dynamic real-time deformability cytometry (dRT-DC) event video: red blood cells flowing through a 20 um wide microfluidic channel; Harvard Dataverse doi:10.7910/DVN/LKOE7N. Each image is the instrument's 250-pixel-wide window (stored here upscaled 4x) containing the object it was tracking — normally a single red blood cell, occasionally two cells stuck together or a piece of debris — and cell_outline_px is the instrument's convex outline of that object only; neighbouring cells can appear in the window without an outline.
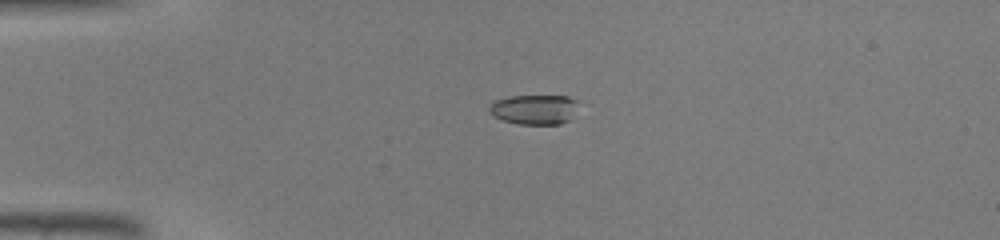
{"species": "common noctule bat (a hibernating species)", "species_latin": "Nyctalus noctula", "temperature_condition": "warm", "stored_images_in_passage": 35, "camera_frame_rate_fps": 3000, "um_per_image_px": 0.085, "animal": {"sex": "male", "body_mass_g": 19.0, "forearm_length_mm": 50.8}, "frame": {"image": 1, "passage_image": 1, "time_ms": 0.0, "image_size_px": [1000, 240], "cell_outline_px": [[576, 100], [568, 120], [560, 124], [516, 124], [500, 120], [492, 116], [488, 112], [488, 108], [496, 100], [508, 96], [568, 96]], "centroid_in_image_um": [45.3, 9.31], "position_along_channel_um": 39.7, "area_um2": 15.26}}
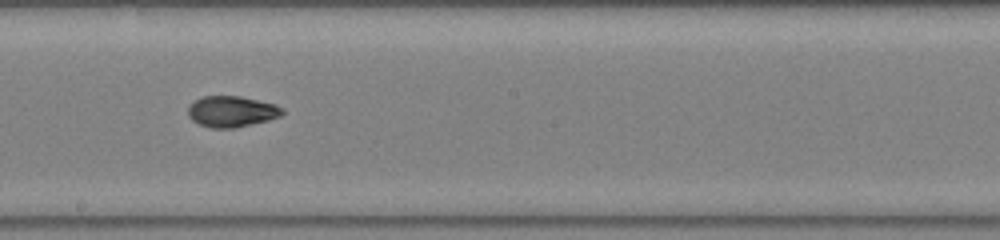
{"frame": {"image": 2, "passage_image": 16, "time_ms": 5.0, "image_size_px": [1000, 240], "cell_outline_px": [[284, 112], [280, 116], [268, 120], [232, 128], [212, 128], [200, 124], [192, 120], [188, 116], [188, 108], [196, 100], [204, 96], [240, 96], [276, 104], [284, 108]], "centroid_in_image_um": [19.71, 9.47], "position_along_channel_um": 228.5, "area_um2": 16.88}}
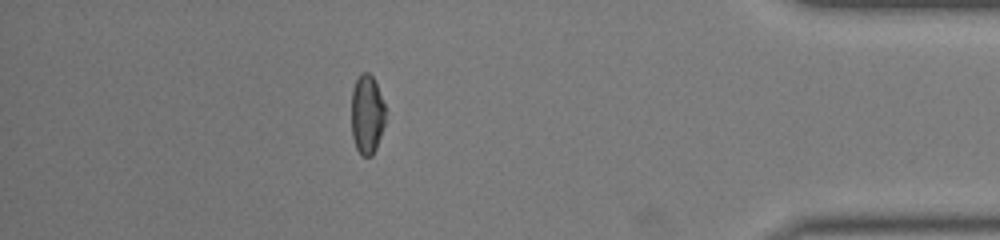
{"frame": {"image": 3, "passage_image": 30, "time_ms": 9.667, "image_size_px": [1000, 240], "cell_outline_px": [[384, 124], [376, 148], [372, 156], [360, 156], [356, 148], [352, 136], [352, 88], [360, 72], [368, 72], [372, 76], [376, 84], [384, 104]], "centroid_in_image_um": [31.17, 9.73], "position_along_channel_um": 404.0, "area_um2": 15.61}}